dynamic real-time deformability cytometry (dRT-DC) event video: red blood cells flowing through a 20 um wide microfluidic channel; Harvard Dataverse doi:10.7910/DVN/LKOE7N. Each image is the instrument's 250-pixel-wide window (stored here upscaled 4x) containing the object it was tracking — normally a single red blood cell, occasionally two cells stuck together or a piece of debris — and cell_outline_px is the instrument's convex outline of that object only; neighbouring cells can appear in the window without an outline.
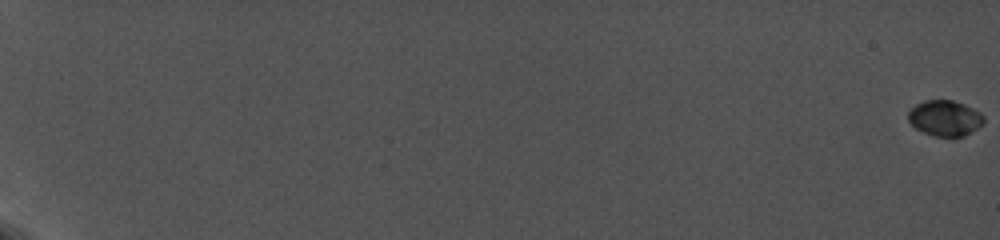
{"species": "common noctule bat (a hibernating species)", "species_latin": "Nyctalus noctula", "temperature_condition": "cold", "stored_images_in_passage": 31, "camera_frame_rate_fps": 5000, "um_per_image_px": 0.085, "animal": {"sex": "female", "body_mass_g": 19.0, "forearm_length_mm": 56.7}, "frame": {"image": 1, "passage_image": 1, "time_ms": 0.0, "image_size_px": [1000, 240], "cell_outline_px": [[984, 120], [972, 132], [964, 136], [936, 136], [924, 132], [916, 128], [908, 120], [908, 112], [916, 104], [924, 100], [952, 100], [964, 104], [980, 112], [984, 116]], "centroid_in_image_um": [80.31, 10.03], "position_along_channel_um": 4.7, "area_um2": 15.49}}
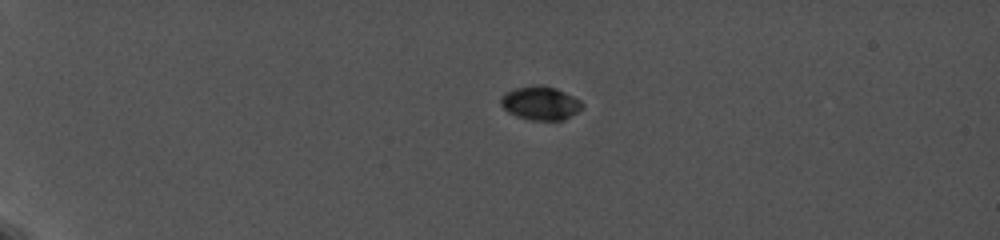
{"frame": {"image": 2, "passage_image": 15, "time_ms": 6.0, "image_size_px": [1000, 240], "cell_outline_px": [[584, 104], [576, 112], [564, 120], [532, 120], [516, 116], [508, 112], [500, 104], [500, 96], [504, 92], [516, 88], [536, 84], [540, 84], [556, 88], [580, 100]], "centroid_in_image_um": [45.89, 8.75], "position_along_channel_um": 39.1, "area_um2": 15.95}}